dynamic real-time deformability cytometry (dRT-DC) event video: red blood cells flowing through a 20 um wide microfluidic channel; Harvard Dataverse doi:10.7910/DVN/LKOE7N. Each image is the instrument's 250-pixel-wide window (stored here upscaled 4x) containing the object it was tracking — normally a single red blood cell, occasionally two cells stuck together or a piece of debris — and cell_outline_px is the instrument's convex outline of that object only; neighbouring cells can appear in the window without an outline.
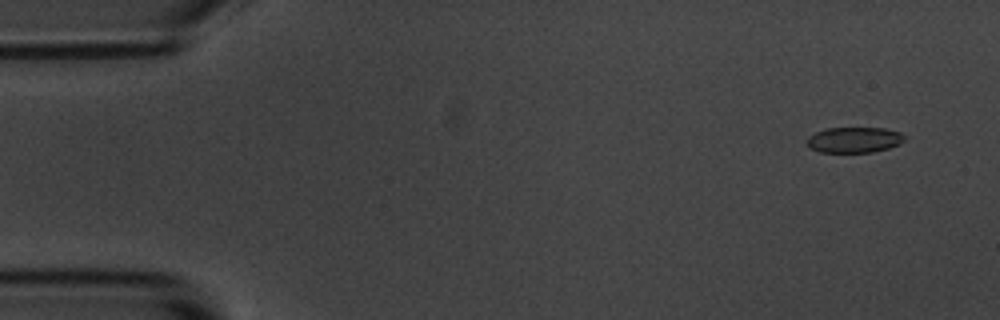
{"species": "common noctule bat (a hibernating species)", "species_latin": "Nyctalus noctula", "temperature_condition": "room temperature", "stored_images_in_passage": 55, "camera_frame_rate_fps": 3000, "um_per_image_px": 0.085, "animal": {"sex": "male", "body_mass_g": 20.1, "forearm_length_mm": 53.5}, "frame": {"image": 1, "passage_image": 4, "time_ms": 1.0, "image_size_px": [1000, 320], "cell_outline_px": [[904, 140], [900, 144], [888, 148], [872, 152], [820, 152], [808, 148], [808, 136], [824, 128], [884, 128], [900, 132], [904, 136]], "centroid_in_image_um": [72.59, 11.88], "position_along_channel_um": 12.4, "area_um2": 14.57}}
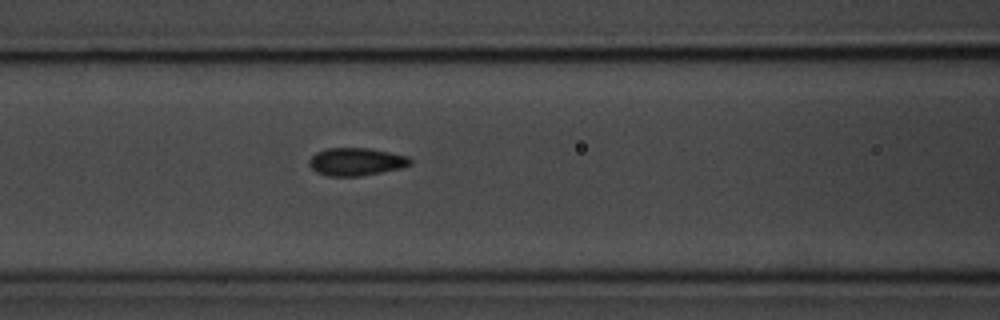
{"frame": {"image": 2, "passage_image": 23, "time_ms": 7.333, "image_size_px": [1000, 320], "cell_outline_px": [[412, 164], [400, 168], [360, 176], [328, 176], [316, 172], [308, 164], [308, 160], [316, 152], [328, 148], [368, 148], [408, 156], [412, 160]], "centroid_in_image_um": [30.25, 13.74], "position_along_channel_um": 136.3, "area_um2": 16.3}}
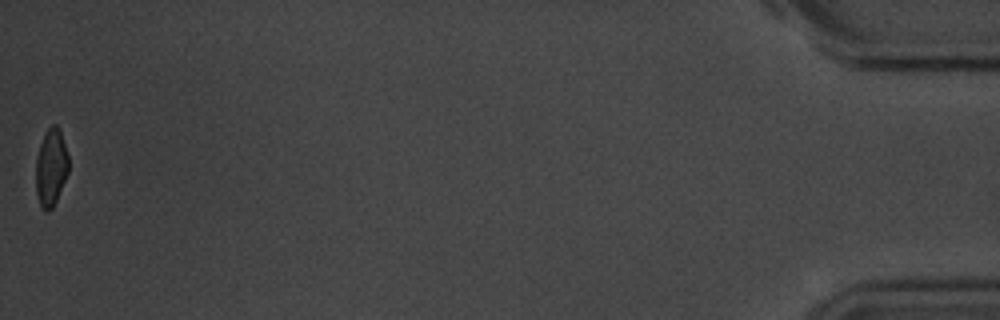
{"frame": {"image": 3, "passage_image": 55, "time_ms": 18.0, "image_size_px": [1000, 320], "cell_outline_px": [[68, 172], [56, 200], [52, 208], [48, 212], [40, 208], [36, 192], [36, 156], [44, 132], [52, 124], [56, 124], [60, 132], [68, 156]], "centroid_in_image_um": [4.31, 14.24], "position_along_channel_um": 430.9, "area_um2": 14.68}, "authors_computed_cell_mechanics": {"area_um2": 15.9528, "velocity_mm_per_s": 3.6816, "shape_relaxation_time_tau1_ms": 2.9262, "shape_relaxation_time_tau2_ms": 0.8762, "deformation_change_tau1": 0.1127, "deformation_change_tau2": 0.0501}}